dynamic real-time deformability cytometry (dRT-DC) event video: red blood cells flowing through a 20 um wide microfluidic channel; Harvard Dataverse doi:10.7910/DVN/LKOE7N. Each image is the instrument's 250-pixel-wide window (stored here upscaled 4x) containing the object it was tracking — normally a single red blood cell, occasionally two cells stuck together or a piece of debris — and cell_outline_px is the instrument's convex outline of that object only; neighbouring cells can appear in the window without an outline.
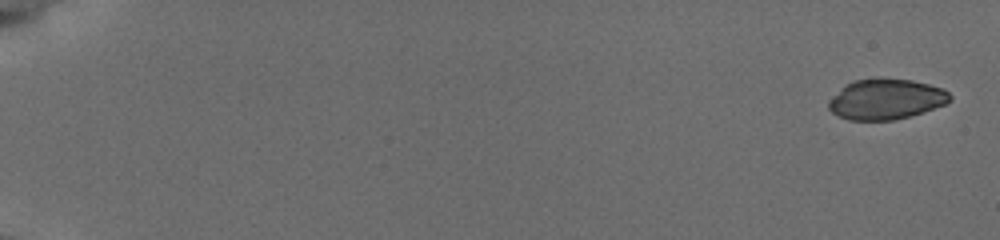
{"species": "common noctule bat (a hibernating species)", "species_latin": "Nyctalus noctula", "temperature_condition": "cold", "stored_images_in_passage": 7, "camera_frame_rate_fps": 3000, "um_per_image_px": 0.085, "animal": {"sex": "female", "body_mass_g": 19.5, "forearm_length_mm": 54.1}, "frame": {"image": 1, "passage_image": 1, "time_ms": 0.0, "image_size_px": [1000, 240], "cell_outline_px": [[952, 100], [944, 104], [908, 116], [892, 120], [848, 120], [832, 112], [828, 108], [828, 100], [844, 84], [856, 80], [912, 80], [944, 88], [952, 96]], "centroid_in_image_um": [75.28, 8.44], "position_along_channel_um": 9.7, "area_um2": 28.03}}
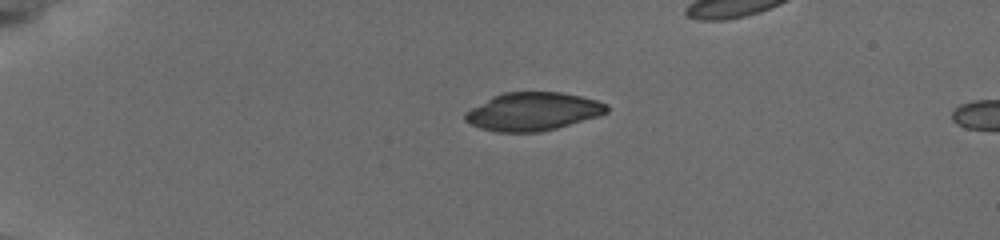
{"frame": {"image": 2, "passage_image": 5, "time_ms": 4.333, "image_size_px": [1000, 240], "cell_outline_px": [[608, 112], [600, 116], [556, 128], [540, 132], [496, 132], [480, 128], [464, 120], [464, 112], [492, 96], [504, 92], [560, 92], [580, 96], [596, 100], [608, 104]], "centroid_in_image_um": [45.29, 9.48], "position_along_channel_um": 39.7, "area_um2": 31.56}}